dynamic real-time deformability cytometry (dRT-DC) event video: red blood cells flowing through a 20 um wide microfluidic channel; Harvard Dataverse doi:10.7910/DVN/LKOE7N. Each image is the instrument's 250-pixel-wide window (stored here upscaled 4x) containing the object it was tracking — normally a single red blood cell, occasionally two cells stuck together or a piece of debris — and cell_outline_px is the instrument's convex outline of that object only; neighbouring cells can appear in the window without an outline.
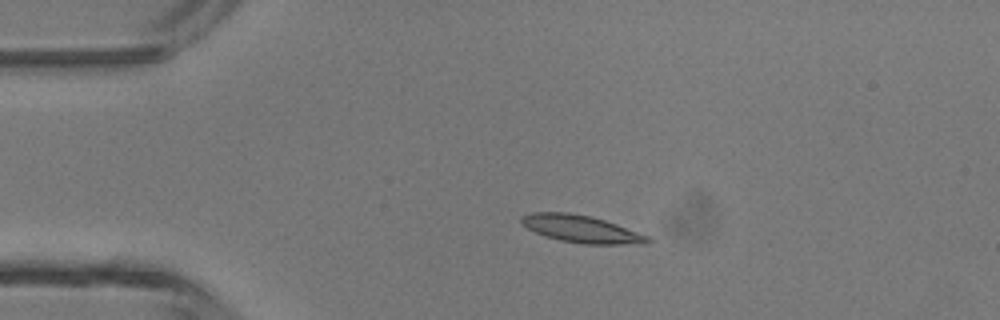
{"species": "common noctule bat (a hibernating species)", "species_latin": "Nyctalus noctula", "temperature_condition": "room temperature", "stored_images_in_passage": 4, "camera_frame_rate_fps": 3000, "um_per_image_px": 0.085, "animal": {"sex": "male", "body_mass_g": 13.3}, "frame": {"image": 1, "passage_image": 3, "time_ms": 0.667, "image_size_px": [1000, 320], "cell_outline_px": [[652, 240], [648, 244], [584, 244], [560, 240], [536, 232], [520, 224], [520, 216], [532, 212], [568, 212], [592, 216], [616, 224], [648, 236]], "centroid_in_image_um": [49.4, 19.45], "position_along_channel_um": 35.6, "area_um2": 20.06}}